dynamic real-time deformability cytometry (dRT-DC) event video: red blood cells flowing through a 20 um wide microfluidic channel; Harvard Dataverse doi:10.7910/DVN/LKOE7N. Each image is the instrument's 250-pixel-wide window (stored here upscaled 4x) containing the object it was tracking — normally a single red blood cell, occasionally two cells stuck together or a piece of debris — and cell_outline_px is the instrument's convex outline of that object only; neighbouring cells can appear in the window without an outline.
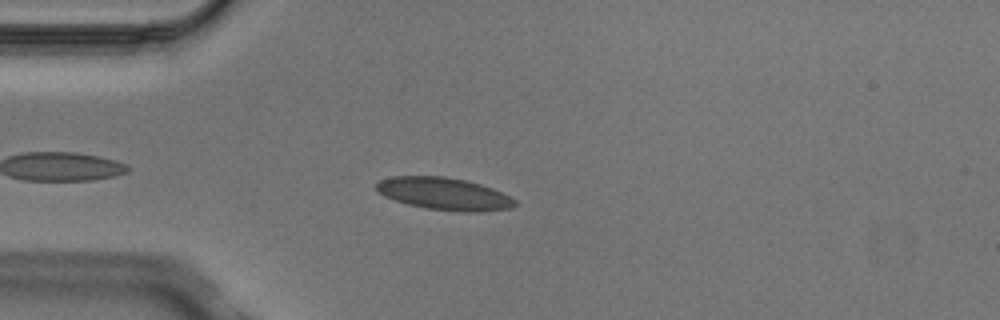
{"species": "Egyptian fruit bat (a non-hibernating species)", "species_latin": "Rousettus aegyptiacus", "temperature_condition": "cold", "stored_images_in_passage": 3, "camera_frame_rate_fps": 3000, "um_per_image_px": 0.085, "animal": {"sex": "male"}, "frame": {"image": 1, "passage_image": 3, "time_ms": 0.667, "image_size_px": [1000, 320], "cell_outline_px": [[516, 204], [512, 208], [480, 212], [460, 212], [424, 208], [408, 204], [384, 196], [376, 188], [376, 184], [380, 180], [392, 176], [444, 176], [464, 180], [480, 184], [492, 188], [516, 200]], "centroid_in_image_um": [37.76, 16.48], "position_along_channel_um": 47.2, "area_um2": 26.01}}